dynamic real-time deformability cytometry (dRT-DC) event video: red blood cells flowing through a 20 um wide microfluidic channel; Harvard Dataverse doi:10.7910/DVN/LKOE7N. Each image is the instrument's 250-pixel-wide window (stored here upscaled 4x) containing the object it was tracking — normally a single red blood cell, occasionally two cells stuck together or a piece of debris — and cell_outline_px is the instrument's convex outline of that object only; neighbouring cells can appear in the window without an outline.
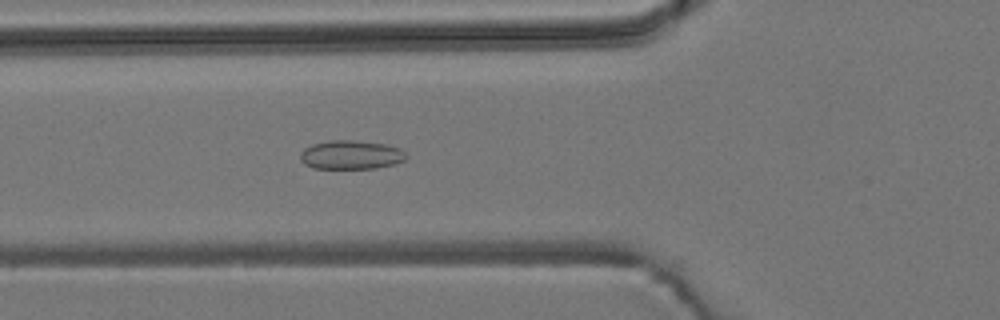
{"species": "common noctule bat (a hibernating species)", "species_latin": "Nyctalus noctula", "temperature_condition": "room temperature", "stored_images_in_passage": 43, "camera_frame_rate_fps": 3000, "um_per_image_px": 0.085, "animal": {"sex": "male", "body_mass_g": 19.2, "forearm_length_mm": 51.8}, "frame": {"image": 1, "passage_image": 9, "time_ms": 2.667, "image_size_px": [1000, 320], "cell_outline_px": [[408, 156], [404, 160], [396, 164], [376, 168], [312, 168], [304, 164], [300, 160], [300, 156], [304, 148], [312, 144], [328, 140], [352, 140], [388, 144], [400, 148]], "centroid_in_image_um": [29.85, 13.15], "position_along_channel_um": 96.0, "area_um2": 17.98}}
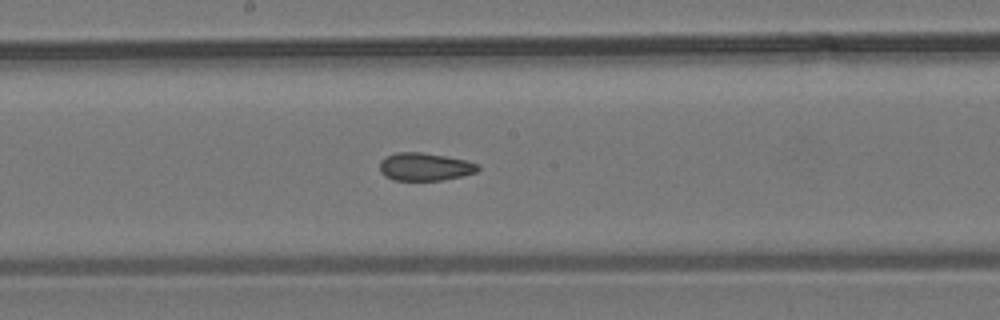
{"frame": {"image": 2, "passage_image": 18, "time_ms": 5.667, "image_size_px": [1000, 320], "cell_outline_px": [[480, 168], [476, 172], [464, 176], [444, 180], [392, 180], [384, 176], [380, 172], [380, 160], [396, 152], [420, 152], [444, 156], [464, 160], [480, 164]], "centroid_in_image_um": [36.11, 14.19], "position_along_channel_um": 212.1, "area_um2": 16.01}}
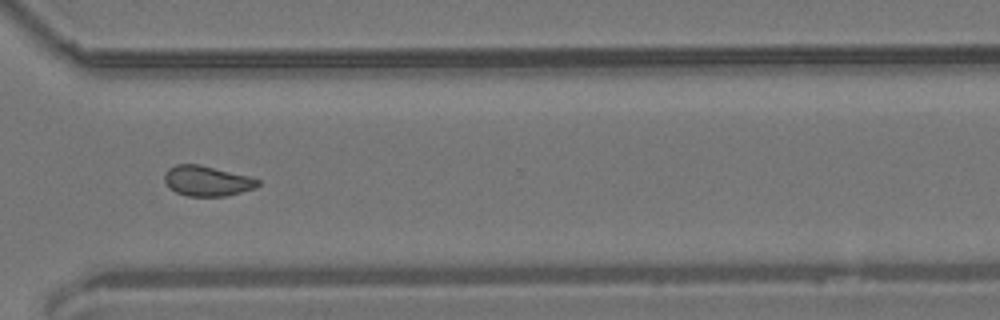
{"frame": {"image": 3, "passage_image": 29, "time_ms": 9.333, "image_size_px": [1000, 320], "cell_outline_px": [[260, 184], [256, 188], [224, 196], [188, 196], [176, 192], [168, 188], [164, 180], [164, 176], [168, 168], [176, 164], [200, 164], [248, 176], [260, 180]], "centroid_in_image_um": [17.58, 15.37], "position_along_channel_um": 353.0, "area_um2": 16.47}, "authors_computed_cell_mechanics": {"area_um2": 16.473, "velocity_mm_per_s": 3.8548, "shape_relaxation_time_tau1_ms": null, "shape_relaxation_time_tau2_ms": 2.6081, "deformation_change_tau1": null, "deformation_change_tau2": 0.0721}}